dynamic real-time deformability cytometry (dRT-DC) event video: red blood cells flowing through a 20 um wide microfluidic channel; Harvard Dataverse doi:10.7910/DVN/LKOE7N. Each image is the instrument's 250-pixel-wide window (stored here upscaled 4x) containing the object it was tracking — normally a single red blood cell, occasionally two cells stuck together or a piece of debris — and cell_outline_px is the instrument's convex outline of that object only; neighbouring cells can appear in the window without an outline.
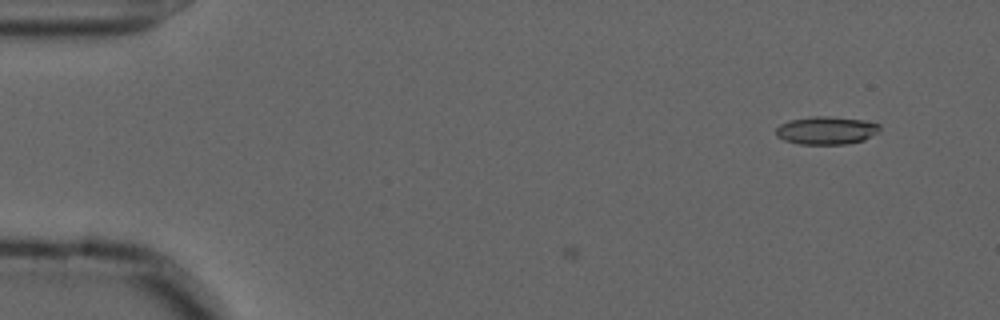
{"species": "common noctule bat (a hibernating species)", "species_latin": "Nyctalus noctula", "temperature_condition": "cold", "stored_images_in_passage": 6, "camera_frame_rate_fps": 3000, "um_per_image_px": 0.085, "animal": {"sex": "male", "forearm_length_mm": 52.5}, "frame": {"image": 1, "passage_image": 6, "time_ms": 1.667, "image_size_px": [1000, 320], "cell_outline_px": [[880, 132], [864, 140], [844, 144], [800, 144], [784, 140], [776, 136], [776, 128], [780, 124], [788, 120], [812, 116], [828, 116], [864, 120], [880, 124]], "centroid_in_image_um": [70.24, 11.08], "position_along_channel_um": 14.8, "area_um2": 17.05}}